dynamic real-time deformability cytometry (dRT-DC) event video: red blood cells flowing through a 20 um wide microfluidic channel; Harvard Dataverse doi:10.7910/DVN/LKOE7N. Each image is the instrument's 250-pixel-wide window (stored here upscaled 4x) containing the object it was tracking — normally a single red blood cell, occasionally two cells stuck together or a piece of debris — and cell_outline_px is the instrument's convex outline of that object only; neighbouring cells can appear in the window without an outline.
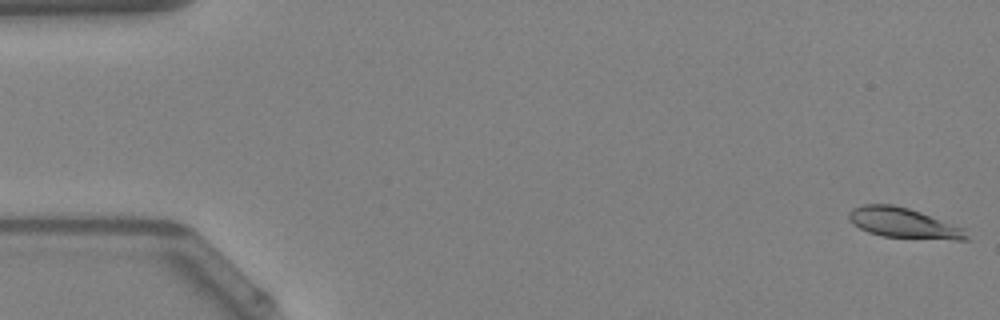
{"species": "Egyptian fruit bat (a non-hibernating species)", "species_latin": "Rousettus aegyptiacus", "temperature_condition": "warm", "stored_images_in_passage": 49, "camera_frame_rate_fps": 3000, "um_per_image_px": 0.085, "animal": {"sex": "female"}, "frame": {"image": 1, "passage_image": 1, "time_ms": 0.0, "image_size_px": [1000, 320], "cell_outline_px": [[968, 240], [956, 240], [884, 236], [868, 232], [852, 224], [848, 216], [848, 212], [852, 208], [864, 204], [892, 204], [908, 208], [920, 212], [964, 228], [968, 236]], "centroid_in_image_um": [76.78, 18.95], "position_along_channel_um": 8.2, "area_um2": 20.52}}
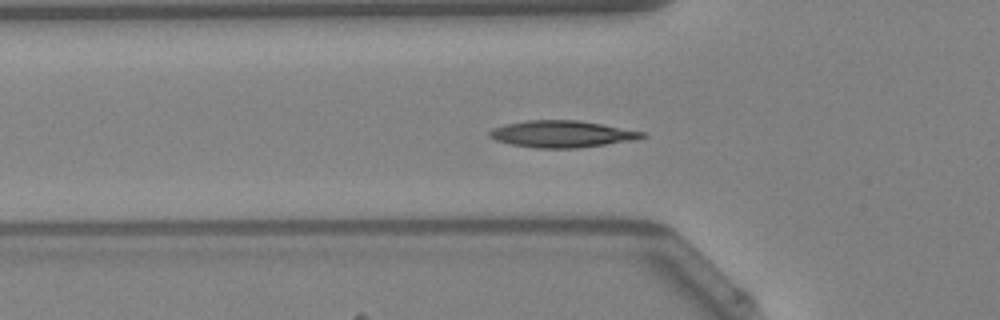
{"frame": {"image": 2, "passage_image": 17, "time_ms": 5.333, "image_size_px": [1000, 320], "cell_outline_px": [[648, 136], [636, 140], [580, 148], [536, 148], [512, 144], [496, 140], [488, 136], [488, 132], [492, 128], [504, 124], [528, 120], [580, 120], [644, 132]], "centroid_in_image_um": [47.77, 11.39], "position_along_channel_um": 78.0, "area_um2": 23.93}}
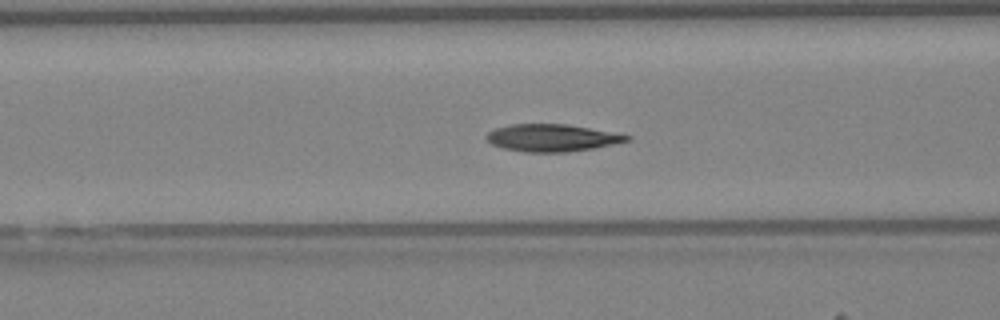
{"frame": {"image": 3, "passage_image": 20, "time_ms": 6.333, "image_size_px": [1000, 320], "cell_outline_px": [[632, 140], [596, 148], [568, 152], [524, 152], [504, 148], [492, 144], [484, 136], [488, 132], [496, 128], [512, 124], [568, 124], [632, 136]], "centroid_in_image_um": [46.94, 11.72], "position_along_channel_um": 119.7, "area_um2": 22.31}, "authors_computed_cell_mechanics": {"area_um2": 21.7328, "velocity_mm_per_s": 4.1518, "shape_relaxation_time_tau1_ms": 4.4094, "shape_relaxation_time_tau2_ms": 2.3792, "deformation_change_tau1": 0.1598, "deformation_change_tau2": 0.0768}}